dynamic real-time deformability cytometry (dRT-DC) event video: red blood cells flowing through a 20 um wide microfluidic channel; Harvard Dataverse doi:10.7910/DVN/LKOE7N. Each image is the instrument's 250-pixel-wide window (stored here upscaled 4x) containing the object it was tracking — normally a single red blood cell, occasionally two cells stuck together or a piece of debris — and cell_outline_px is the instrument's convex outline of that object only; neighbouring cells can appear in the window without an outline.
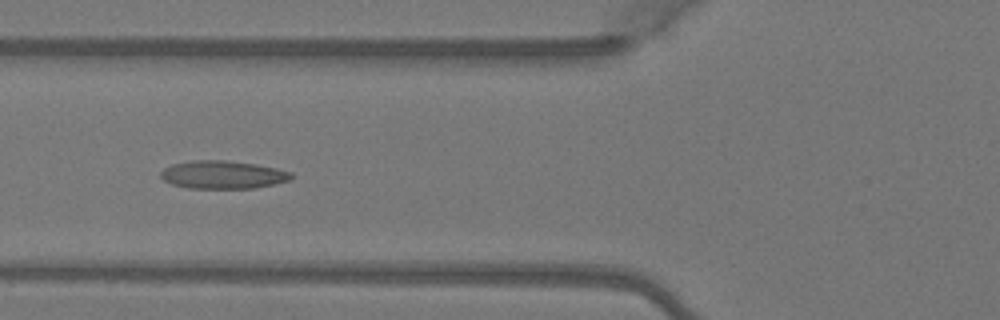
{"species": "Egyptian fruit bat (a non-hibernating species)", "species_latin": "Rousettus aegyptiacus", "temperature_condition": "warm", "stored_images_in_passage": 6, "camera_frame_rate_fps": 3000, "um_per_image_px": 0.085, "animal": {"sex": "female"}, "frame": {"image": 1, "passage_image": 6, "time_ms": 1.667, "image_size_px": [1000, 320], "cell_outline_px": [[292, 176], [288, 180], [272, 184], [252, 188], [188, 188], [172, 184], [164, 180], [160, 176], [160, 172], [164, 168], [172, 164], [192, 160], [228, 160], [256, 164], [276, 168], [292, 172]], "centroid_in_image_um": [18.9, 14.84], "position_along_channel_um": 106.9, "area_um2": 21.21}}